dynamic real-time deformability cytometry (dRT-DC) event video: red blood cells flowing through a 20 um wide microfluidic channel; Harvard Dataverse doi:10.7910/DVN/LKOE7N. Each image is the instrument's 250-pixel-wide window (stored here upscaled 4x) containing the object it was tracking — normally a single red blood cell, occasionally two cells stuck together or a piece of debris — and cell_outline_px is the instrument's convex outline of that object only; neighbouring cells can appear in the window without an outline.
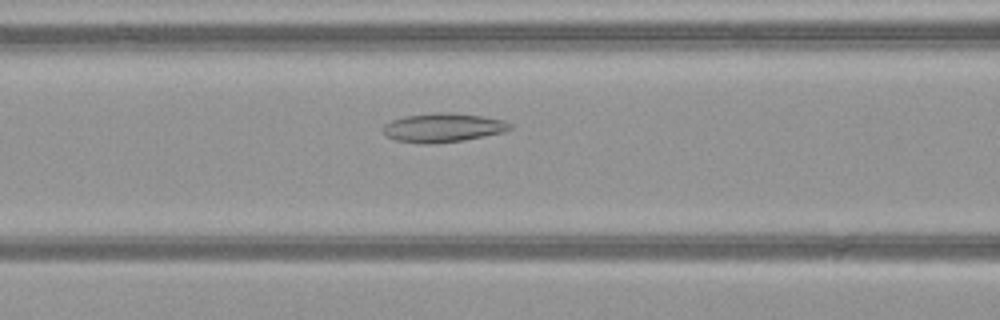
{"species": "common noctule bat (a hibernating species)", "species_latin": "Nyctalus noctula", "temperature_condition": "warm", "stored_images_in_passage": 26, "camera_frame_rate_fps": 3000, "um_per_image_px": 0.085, "animal": {"sex": "female", "body_mass_g": 21.9}, "frame": {"image": 1, "passage_image": 7, "time_ms": 2.0, "image_size_px": [1000, 320], "cell_outline_px": [[512, 128], [504, 132], [484, 136], [460, 140], [432, 144], [420, 144], [396, 140], [388, 136], [384, 132], [384, 124], [392, 120], [404, 116], [432, 112], [452, 112], [480, 116], [504, 120], [512, 124]], "centroid_in_image_um": [37.66, 10.84], "position_along_channel_um": 128.9, "area_um2": 21.39}}
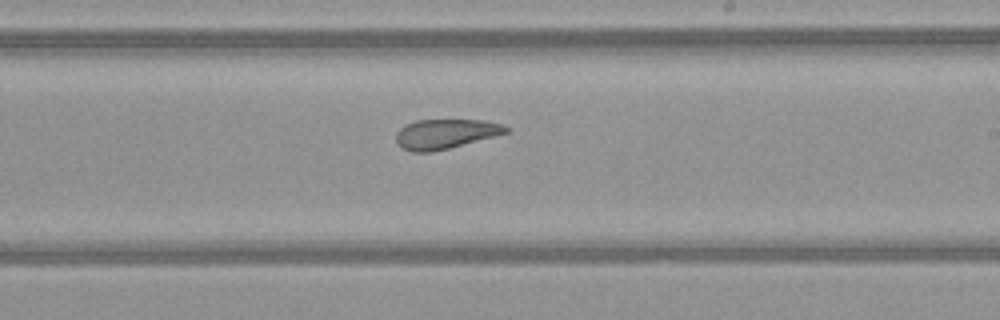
{"frame": {"image": 2, "passage_image": 16, "time_ms": 5.0, "image_size_px": [1000, 320], "cell_outline_px": [[512, 132], [432, 152], [412, 152], [396, 144], [396, 132], [404, 124], [416, 120], [484, 120], [504, 124], [512, 128]], "centroid_in_image_um": [37.91, 11.37], "position_along_channel_um": 251.1, "area_um2": 19.31}}
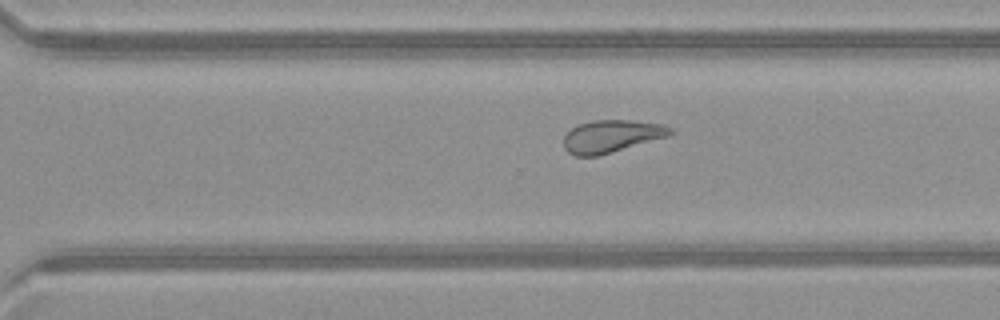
{"frame": {"image": 3, "passage_image": 21, "time_ms": 6.667, "image_size_px": [1000, 320], "cell_outline_px": [[676, 132], [668, 136], [600, 156], [576, 156], [568, 152], [564, 148], [564, 136], [572, 128], [580, 124], [592, 120], [628, 120], [664, 124], [672, 128]], "centroid_in_image_um": [52.0, 11.58], "position_along_channel_um": 318.6, "area_um2": 20.29}, "authors_computed_cell_mechanics": {"area_um2": 20.23, "velocity_mm_per_s": 4.0677, "shape_relaxation_time_tau1_ms": null, "shape_relaxation_time_tau2_ms": 2.554, "deformation_change_tau1": null, "deformation_change_tau2": 0.1121}}